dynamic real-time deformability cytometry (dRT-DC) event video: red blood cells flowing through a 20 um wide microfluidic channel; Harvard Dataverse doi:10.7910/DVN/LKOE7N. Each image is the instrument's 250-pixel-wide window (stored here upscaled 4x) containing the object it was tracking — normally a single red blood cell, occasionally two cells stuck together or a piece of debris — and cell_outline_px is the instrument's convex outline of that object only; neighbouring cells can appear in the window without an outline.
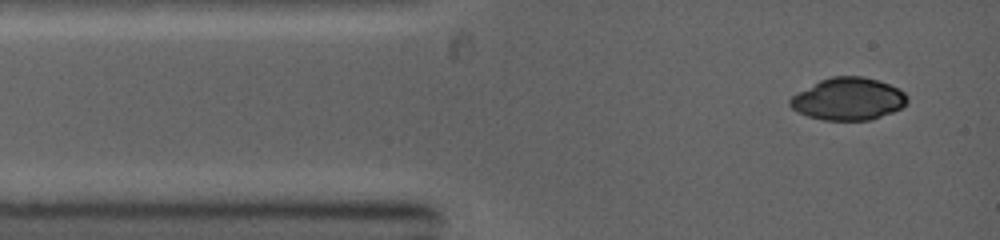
{"species": "common noctule bat (a hibernating species)", "species_latin": "Nyctalus noctula", "temperature_condition": "warm", "stored_images_in_passage": 11, "camera_frame_rate_fps": 5000, "um_per_image_px": 0.085, "animal": {"sex": "female", "body_mass_g": 19.0, "forearm_length_mm": 53.3}, "frame": {"image": 1, "passage_image": 1, "time_ms": 0.0, "image_size_px": [1000, 240], "cell_outline_px": [[908, 100], [900, 108], [892, 112], [872, 120], [824, 120], [808, 116], [792, 108], [788, 104], [788, 100], [792, 96], [820, 80], [832, 76], [864, 76], [888, 84], [904, 92], [908, 96]], "centroid_in_image_um": [72.1, 8.41], "position_along_channel_um": 12.9, "area_um2": 28.67}}